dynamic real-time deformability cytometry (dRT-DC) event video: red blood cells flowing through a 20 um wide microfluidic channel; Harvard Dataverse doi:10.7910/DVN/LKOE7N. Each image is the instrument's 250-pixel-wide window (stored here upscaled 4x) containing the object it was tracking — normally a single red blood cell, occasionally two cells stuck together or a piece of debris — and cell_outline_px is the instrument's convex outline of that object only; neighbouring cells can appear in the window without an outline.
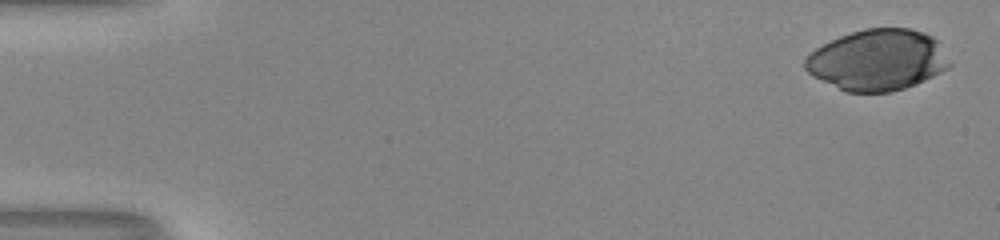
{"species": "human", "species_latin": "Homo sapiens", "temperature_condition": "room temperature", "stored_images_in_passage": 44, "camera_frame_rate_fps": 3000, "um_per_image_px": 0.085, "donor": {"sex": "male"}, "frame": {"image": 1, "passage_image": 1, "time_ms": 0.0, "image_size_px": [1000, 240], "cell_outline_px": [[952, 64], [948, 68], [924, 80], [904, 88], [892, 92], [844, 92], [812, 76], [804, 68], [804, 60], [816, 48], [840, 36], [864, 28], [908, 28], [924, 32], [932, 36], [936, 40]], "centroid_in_image_um": [74.58, 5.1], "position_along_channel_um": 10.4, "area_um2": 51.21}}
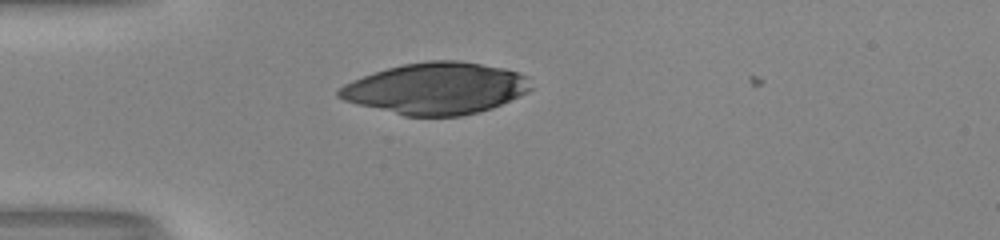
{"frame": {"image": 2, "passage_image": 15, "time_ms": 4.667, "image_size_px": [1000, 240], "cell_outline_px": [[532, 88], [528, 92], [492, 108], [480, 112], [460, 116], [404, 116], [344, 100], [336, 96], [336, 92], [344, 84], [352, 80], [388, 68], [404, 64], [428, 60], [456, 60], [504, 68], [528, 76]], "centroid_in_image_um": [37.08, 7.52], "position_along_channel_um": 47.9, "area_um2": 57.4}}